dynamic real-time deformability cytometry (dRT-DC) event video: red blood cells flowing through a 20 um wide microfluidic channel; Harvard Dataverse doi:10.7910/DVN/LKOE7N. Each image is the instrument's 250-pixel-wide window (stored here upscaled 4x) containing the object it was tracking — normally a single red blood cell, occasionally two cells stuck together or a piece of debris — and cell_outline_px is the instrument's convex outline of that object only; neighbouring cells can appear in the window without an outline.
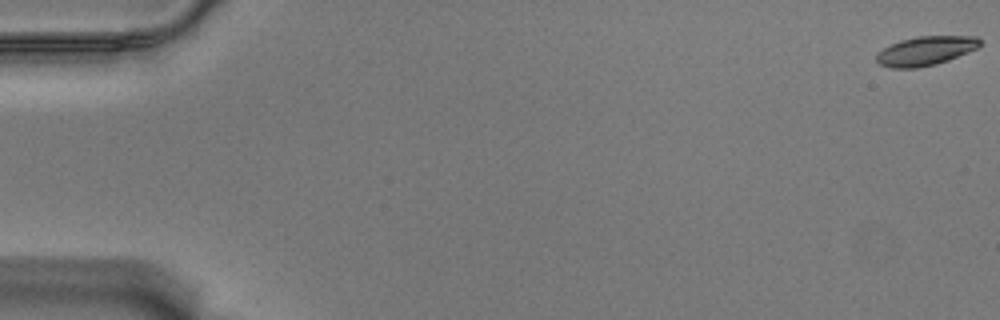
{"species": "Egyptian fruit bat (a non-hibernating species)", "species_latin": "Rousettus aegyptiacus", "temperature_condition": "warm", "stored_images_in_passage": 59, "camera_frame_rate_fps": 3000, "um_per_image_px": 0.085, "animal": {"sex": "male"}, "frame": {"image": 1, "passage_image": 1, "time_ms": 0.0, "image_size_px": [1000, 320], "cell_outline_px": [[980, 44], [976, 48], [968, 52], [948, 60], [936, 64], [916, 68], [888, 68], [880, 64], [876, 60], [876, 52], [900, 40], [916, 36], [976, 36], [980, 40]], "centroid_in_image_um": [78.64, 4.32], "position_along_channel_um": 6.4, "area_um2": 17.51}}
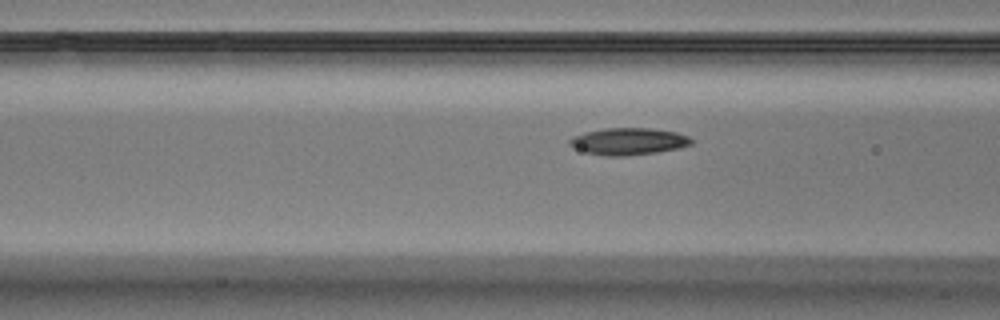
{"frame": {"image": 2, "passage_image": 24, "time_ms": 7.667, "image_size_px": [1000, 320], "cell_outline_px": [[692, 144], [680, 148], [656, 152], [624, 156], [604, 156], [584, 152], [568, 144], [568, 140], [572, 136], [604, 128], [648, 128], [676, 132], [688, 136], [692, 140]], "centroid_in_image_um": [53.4, 12.02], "position_along_channel_um": 113.2, "area_um2": 19.07}}
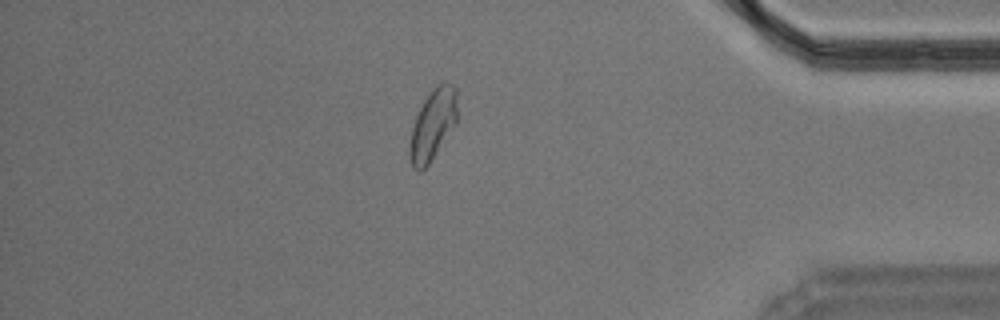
{"frame": {"image": 3, "passage_image": 51, "time_ms": 16.667, "image_size_px": [1000, 320], "cell_outline_px": [[456, 120], [428, 164], [420, 172], [412, 168], [408, 152], [412, 128], [416, 116], [428, 92], [440, 80], [444, 80], [452, 84], [456, 88]], "centroid_in_image_um": [36.75, 10.53], "position_along_channel_um": 398.4, "area_um2": 19.31}, "authors_computed_cell_mechanics": {"area_um2": 18.6694, "velocity_mm_per_s": 3.5134, "shape_relaxation_time_tau1_ms": 7.4982, "shape_relaxation_time_tau2_ms": 3.2587, "deformation_change_tau1": 0.1658, "deformation_change_tau2": 0.0851}}